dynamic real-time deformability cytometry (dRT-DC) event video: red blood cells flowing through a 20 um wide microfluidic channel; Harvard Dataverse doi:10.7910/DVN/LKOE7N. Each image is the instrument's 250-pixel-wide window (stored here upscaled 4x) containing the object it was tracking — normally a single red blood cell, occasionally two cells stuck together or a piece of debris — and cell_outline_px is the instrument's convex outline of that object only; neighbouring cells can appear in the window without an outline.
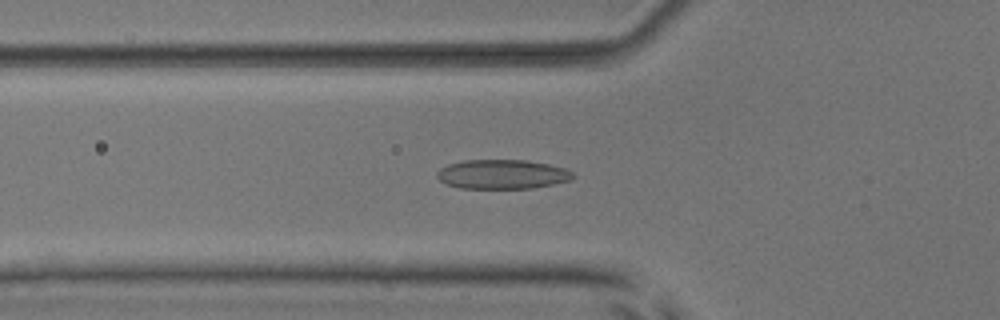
{"species": "common noctule bat (a hibernating species)", "species_latin": "Nyctalus noctula", "temperature_condition": "room temperature", "stored_images_in_passage": 40, "camera_frame_rate_fps": 3000, "um_per_image_px": 0.085, "animal": {"sex": "male", "body_mass_g": 17.9, "forearm_length_mm": 54.2}, "frame": {"image": 1, "passage_image": 6, "time_ms": 1.667, "image_size_px": [1000, 320], "cell_outline_px": [[576, 176], [572, 180], [532, 188], [460, 188], [448, 184], [440, 180], [436, 176], [436, 172], [440, 168], [448, 164], [464, 160], [524, 160], [548, 164], [568, 168]], "centroid_in_image_um": [42.72, 14.81], "position_along_channel_um": 83.1, "area_um2": 23.29}}
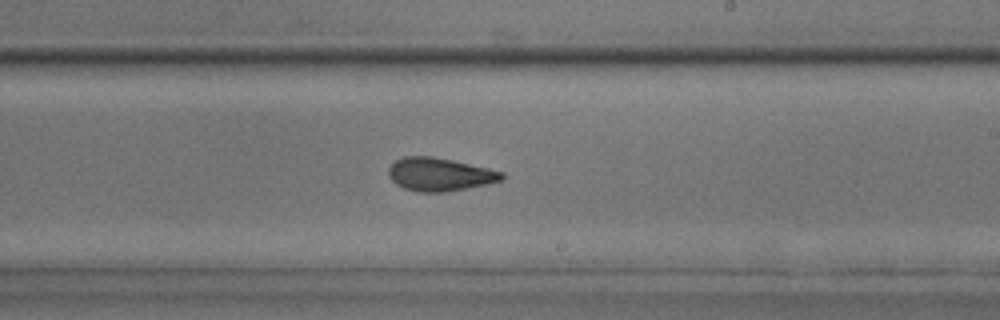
{"frame": {"image": 2, "passage_image": 19, "time_ms": 6.0, "image_size_px": [1000, 320], "cell_outline_px": [[504, 180], [488, 184], [444, 192], [420, 192], [404, 188], [396, 184], [388, 176], [388, 168], [396, 160], [404, 156], [432, 156], [452, 160], [488, 168], [504, 172]], "centroid_in_image_um": [37.38, 14.82], "position_along_channel_um": 251.6, "area_um2": 21.91}}
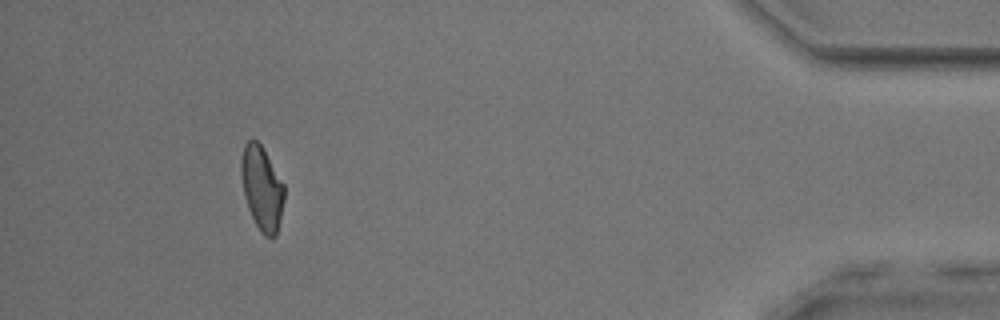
{"frame": {"image": 3, "passage_image": 36, "time_ms": 11.667, "image_size_px": [1000, 320], "cell_outline_px": [[284, 200], [280, 220], [276, 236], [264, 236], [260, 232], [248, 208], [244, 196], [240, 172], [240, 160], [244, 144], [248, 140], [256, 140], [260, 144], [284, 184]], "centroid_in_image_um": [22.24, 15.99], "position_along_channel_um": 413.0, "area_um2": 20.98}, "authors_computed_cell_mechanics": {"area_um2": 21.386, "velocity_mm_per_s": 3.8939, "shape_relaxation_time_tau1_ms": 5.881, "shape_relaxation_time_tau2_ms": 2.5657, "deformation_change_tau1": 0.1653, "deformation_change_tau2": 0.0852}}